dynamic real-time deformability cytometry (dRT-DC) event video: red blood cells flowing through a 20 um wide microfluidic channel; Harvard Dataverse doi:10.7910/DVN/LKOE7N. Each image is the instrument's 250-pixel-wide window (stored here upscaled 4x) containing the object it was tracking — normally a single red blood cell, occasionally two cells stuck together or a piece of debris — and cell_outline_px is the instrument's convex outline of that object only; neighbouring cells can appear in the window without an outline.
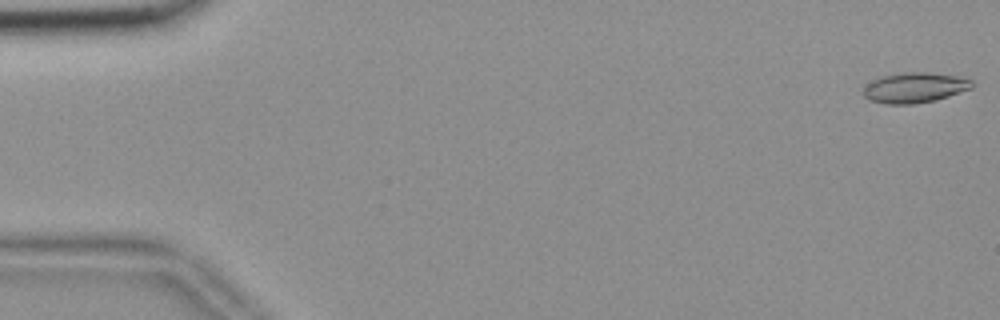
{"species": "common noctule bat (a hibernating species)", "species_latin": "Nyctalus noctula", "temperature_condition": "room temperature", "stored_images_in_passage": 55, "camera_frame_rate_fps": 3000, "um_per_image_px": 0.085, "animal": {"sex": "female", "body_mass_g": 18.4}, "frame": {"image": 1, "passage_image": 1, "time_ms": 0.0, "image_size_px": [1000, 320], "cell_outline_px": [[972, 88], [936, 100], [916, 104], [884, 104], [868, 100], [864, 96], [864, 88], [872, 80], [880, 76], [904, 72], [932, 72], [964, 76], [972, 80]], "centroid_in_image_um": [77.77, 7.44], "position_along_channel_um": 7.2, "area_um2": 19.48}}
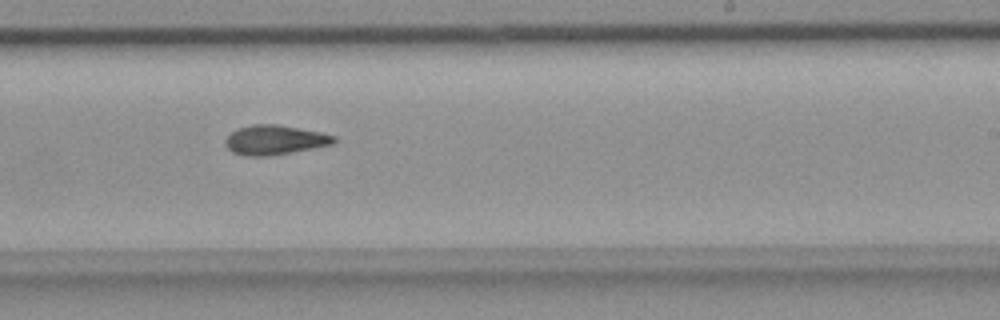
{"frame": {"image": 2, "passage_image": 34, "time_ms": 11.0, "image_size_px": [1000, 320], "cell_outline_px": [[336, 140], [332, 144], [272, 156], [244, 156], [232, 152], [224, 144], [224, 140], [236, 128], [252, 124], [276, 124], [320, 132], [336, 136]], "centroid_in_image_um": [23.31, 11.9], "position_along_channel_um": 265.7, "area_um2": 18.73}}
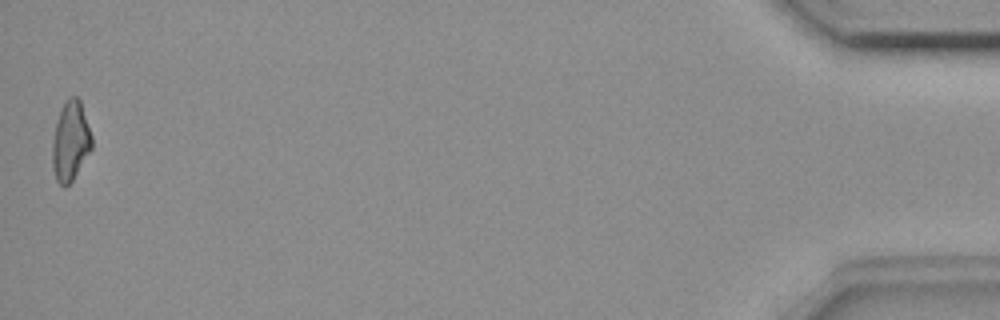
{"frame": {"image": 3, "passage_image": 55, "time_ms": 18.0, "image_size_px": [1000, 320], "cell_outline_px": [[92, 148], [72, 180], [64, 188], [56, 180], [52, 168], [52, 140], [56, 124], [64, 100], [68, 96], [76, 96], [80, 100], [92, 136]], "centroid_in_image_um": [5.98, 11.99], "position_along_channel_um": 429.2, "area_um2": 18.26}, "authors_computed_cell_mechanics": {"area_um2": 18.496, "velocity_mm_per_s": 3.6828, "shape_relaxation_time_tau1_ms": 8.1758, "shape_relaxation_time_tau2_ms": 4.7754, "deformation_change_tau1": 0.19, "deformation_change_tau2": 0.1261}}